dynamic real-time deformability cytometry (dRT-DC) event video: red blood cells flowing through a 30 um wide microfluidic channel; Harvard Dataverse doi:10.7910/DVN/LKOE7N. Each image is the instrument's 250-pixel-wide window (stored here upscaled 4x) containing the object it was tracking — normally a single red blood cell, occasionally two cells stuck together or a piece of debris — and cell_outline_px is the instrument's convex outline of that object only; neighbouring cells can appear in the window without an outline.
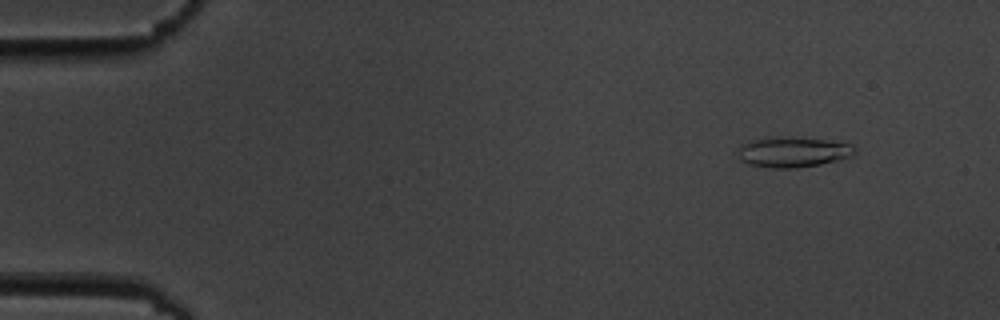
{"species": "common noctule bat (a hibernating species)", "species_latin": "Nyctalus noctula", "temperature_condition": "cold", "stored_images_in_passage": 5, "camera_frame_rate_fps": 3000, "um_per_image_px": 0.085, "animal": {"sex": "male", "body_mass_g": 19.5, "forearm_length_mm": 54.6}, "frame": {"image": 1, "passage_image": 2, "time_ms": 1.0, "image_size_px": [1000, 320], "cell_outline_px": [[856, 156], [840, 160], [820, 164], [796, 168], [768, 168], [752, 164], [740, 160], [740, 148], [744, 144], [752, 140], [824, 140], [852, 144], [856, 148]], "centroid_in_image_um": [67.54, 12.99], "position_along_channel_um": 17.5, "area_um2": 19.48}}